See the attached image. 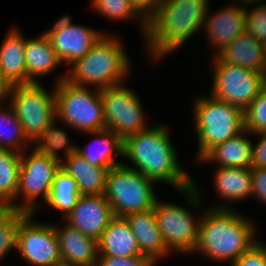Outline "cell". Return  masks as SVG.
Listing matches in <instances>:
<instances>
[{
    "label": "cell",
    "instance_id": "obj_18",
    "mask_svg": "<svg viewBox=\"0 0 266 266\" xmlns=\"http://www.w3.org/2000/svg\"><path fill=\"white\" fill-rule=\"evenodd\" d=\"M134 233L141 254L156 266L172 254L166 247L159 230L154 208L132 213L124 217Z\"/></svg>",
    "mask_w": 266,
    "mask_h": 266
},
{
    "label": "cell",
    "instance_id": "obj_26",
    "mask_svg": "<svg viewBox=\"0 0 266 266\" xmlns=\"http://www.w3.org/2000/svg\"><path fill=\"white\" fill-rule=\"evenodd\" d=\"M61 168L76 180L81 195L104 193L109 168L92 165L78 152L62 161Z\"/></svg>",
    "mask_w": 266,
    "mask_h": 266
},
{
    "label": "cell",
    "instance_id": "obj_23",
    "mask_svg": "<svg viewBox=\"0 0 266 266\" xmlns=\"http://www.w3.org/2000/svg\"><path fill=\"white\" fill-rule=\"evenodd\" d=\"M86 134L94 136V140L89 141L83 148L77 145L76 152L92 165L111 169L123 163L117 159L118 156L123 157L124 140L120 136L108 129Z\"/></svg>",
    "mask_w": 266,
    "mask_h": 266
},
{
    "label": "cell",
    "instance_id": "obj_30",
    "mask_svg": "<svg viewBox=\"0 0 266 266\" xmlns=\"http://www.w3.org/2000/svg\"><path fill=\"white\" fill-rule=\"evenodd\" d=\"M21 153L0 148V207H9L17 198Z\"/></svg>",
    "mask_w": 266,
    "mask_h": 266
},
{
    "label": "cell",
    "instance_id": "obj_20",
    "mask_svg": "<svg viewBox=\"0 0 266 266\" xmlns=\"http://www.w3.org/2000/svg\"><path fill=\"white\" fill-rule=\"evenodd\" d=\"M215 57L224 63L266 73V46L244 31Z\"/></svg>",
    "mask_w": 266,
    "mask_h": 266
},
{
    "label": "cell",
    "instance_id": "obj_24",
    "mask_svg": "<svg viewBox=\"0 0 266 266\" xmlns=\"http://www.w3.org/2000/svg\"><path fill=\"white\" fill-rule=\"evenodd\" d=\"M25 62L27 84L40 83L39 78L47 76L62 66L45 32L36 38L27 39L26 37Z\"/></svg>",
    "mask_w": 266,
    "mask_h": 266
},
{
    "label": "cell",
    "instance_id": "obj_25",
    "mask_svg": "<svg viewBox=\"0 0 266 266\" xmlns=\"http://www.w3.org/2000/svg\"><path fill=\"white\" fill-rule=\"evenodd\" d=\"M99 256H143L137 239L124 217H114L98 241Z\"/></svg>",
    "mask_w": 266,
    "mask_h": 266
},
{
    "label": "cell",
    "instance_id": "obj_1",
    "mask_svg": "<svg viewBox=\"0 0 266 266\" xmlns=\"http://www.w3.org/2000/svg\"><path fill=\"white\" fill-rule=\"evenodd\" d=\"M169 128L154 123L150 128L124 139L123 157L131 162L124 166L140 171L154 182H163L178 191L194 185V178L180 165L171 142Z\"/></svg>",
    "mask_w": 266,
    "mask_h": 266
},
{
    "label": "cell",
    "instance_id": "obj_5",
    "mask_svg": "<svg viewBox=\"0 0 266 266\" xmlns=\"http://www.w3.org/2000/svg\"><path fill=\"white\" fill-rule=\"evenodd\" d=\"M198 187L200 186L194 179L193 186L179 191L182 196H185L186 207L159 199L154 206L163 241L172 254L188 256L196 247L199 221L203 212L201 210L203 194ZM195 210L199 212V215H197L198 212L195 213Z\"/></svg>",
    "mask_w": 266,
    "mask_h": 266
},
{
    "label": "cell",
    "instance_id": "obj_22",
    "mask_svg": "<svg viewBox=\"0 0 266 266\" xmlns=\"http://www.w3.org/2000/svg\"><path fill=\"white\" fill-rule=\"evenodd\" d=\"M250 134V135H249ZM251 132L244 130L237 136L216 145L197 164H215V167L246 168L250 167L252 144Z\"/></svg>",
    "mask_w": 266,
    "mask_h": 266
},
{
    "label": "cell",
    "instance_id": "obj_3",
    "mask_svg": "<svg viewBox=\"0 0 266 266\" xmlns=\"http://www.w3.org/2000/svg\"><path fill=\"white\" fill-rule=\"evenodd\" d=\"M209 0H163L148 21L143 44L148 58L162 61L203 28Z\"/></svg>",
    "mask_w": 266,
    "mask_h": 266
},
{
    "label": "cell",
    "instance_id": "obj_16",
    "mask_svg": "<svg viewBox=\"0 0 266 266\" xmlns=\"http://www.w3.org/2000/svg\"><path fill=\"white\" fill-rule=\"evenodd\" d=\"M114 217L104 194L81 195L76 206L62 220L98 242Z\"/></svg>",
    "mask_w": 266,
    "mask_h": 266
},
{
    "label": "cell",
    "instance_id": "obj_19",
    "mask_svg": "<svg viewBox=\"0 0 266 266\" xmlns=\"http://www.w3.org/2000/svg\"><path fill=\"white\" fill-rule=\"evenodd\" d=\"M213 173V185L216 196L224 202L211 205L212 209H233L232 204L235 202L245 201L251 198L252 189V173L251 168H226L216 167ZM229 202V206L228 205ZM226 203V204H225Z\"/></svg>",
    "mask_w": 266,
    "mask_h": 266
},
{
    "label": "cell",
    "instance_id": "obj_36",
    "mask_svg": "<svg viewBox=\"0 0 266 266\" xmlns=\"http://www.w3.org/2000/svg\"><path fill=\"white\" fill-rule=\"evenodd\" d=\"M96 266H156L145 256H99Z\"/></svg>",
    "mask_w": 266,
    "mask_h": 266
},
{
    "label": "cell",
    "instance_id": "obj_13",
    "mask_svg": "<svg viewBox=\"0 0 266 266\" xmlns=\"http://www.w3.org/2000/svg\"><path fill=\"white\" fill-rule=\"evenodd\" d=\"M27 214L19 223L17 250L26 266H54L61 262L54 223L40 222Z\"/></svg>",
    "mask_w": 266,
    "mask_h": 266
},
{
    "label": "cell",
    "instance_id": "obj_41",
    "mask_svg": "<svg viewBox=\"0 0 266 266\" xmlns=\"http://www.w3.org/2000/svg\"><path fill=\"white\" fill-rule=\"evenodd\" d=\"M232 2H237L243 5L246 4H252V3H262V2H266V0H231Z\"/></svg>",
    "mask_w": 266,
    "mask_h": 266
},
{
    "label": "cell",
    "instance_id": "obj_39",
    "mask_svg": "<svg viewBox=\"0 0 266 266\" xmlns=\"http://www.w3.org/2000/svg\"><path fill=\"white\" fill-rule=\"evenodd\" d=\"M163 0H130L136 11L148 22L159 9Z\"/></svg>",
    "mask_w": 266,
    "mask_h": 266
},
{
    "label": "cell",
    "instance_id": "obj_29",
    "mask_svg": "<svg viewBox=\"0 0 266 266\" xmlns=\"http://www.w3.org/2000/svg\"><path fill=\"white\" fill-rule=\"evenodd\" d=\"M0 148L18 153L31 148V142L25 136L22 125L7 99L0 100Z\"/></svg>",
    "mask_w": 266,
    "mask_h": 266
},
{
    "label": "cell",
    "instance_id": "obj_7",
    "mask_svg": "<svg viewBox=\"0 0 266 266\" xmlns=\"http://www.w3.org/2000/svg\"><path fill=\"white\" fill-rule=\"evenodd\" d=\"M54 88L56 119L60 123L81 133L106 129L101 89L74 85L66 80V72L57 79Z\"/></svg>",
    "mask_w": 266,
    "mask_h": 266
},
{
    "label": "cell",
    "instance_id": "obj_38",
    "mask_svg": "<svg viewBox=\"0 0 266 266\" xmlns=\"http://www.w3.org/2000/svg\"><path fill=\"white\" fill-rule=\"evenodd\" d=\"M252 173V198L266 204V168H251Z\"/></svg>",
    "mask_w": 266,
    "mask_h": 266
},
{
    "label": "cell",
    "instance_id": "obj_14",
    "mask_svg": "<svg viewBox=\"0 0 266 266\" xmlns=\"http://www.w3.org/2000/svg\"><path fill=\"white\" fill-rule=\"evenodd\" d=\"M53 50L63 65L69 66L82 58L105 34L95 28L73 23L72 17L65 14L49 30H45Z\"/></svg>",
    "mask_w": 266,
    "mask_h": 266
},
{
    "label": "cell",
    "instance_id": "obj_17",
    "mask_svg": "<svg viewBox=\"0 0 266 266\" xmlns=\"http://www.w3.org/2000/svg\"><path fill=\"white\" fill-rule=\"evenodd\" d=\"M63 223L60 226L54 225L61 262L72 266H96L99 257L98 242L64 220Z\"/></svg>",
    "mask_w": 266,
    "mask_h": 266
},
{
    "label": "cell",
    "instance_id": "obj_27",
    "mask_svg": "<svg viewBox=\"0 0 266 266\" xmlns=\"http://www.w3.org/2000/svg\"><path fill=\"white\" fill-rule=\"evenodd\" d=\"M57 119L52 121L31 143V147L60 163L64 161L70 154L76 152L77 145L69 141L68 133L63 128L57 127ZM61 150V151H60ZM60 152H62L61 157Z\"/></svg>",
    "mask_w": 266,
    "mask_h": 266
},
{
    "label": "cell",
    "instance_id": "obj_35",
    "mask_svg": "<svg viewBox=\"0 0 266 266\" xmlns=\"http://www.w3.org/2000/svg\"><path fill=\"white\" fill-rule=\"evenodd\" d=\"M232 266H266V244L257 241Z\"/></svg>",
    "mask_w": 266,
    "mask_h": 266
},
{
    "label": "cell",
    "instance_id": "obj_9",
    "mask_svg": "<svg viewBox=\"0 0 266 266\" xmlns=\"http://www.w3.org/2000/svg\"><path fill=\"white\" fill-rule=\"evenodd\" d=\"M60 168L59 161L35 151L32 147L23 151L17 198L9 207L37 215L36 213L42 208L41 201H46L52 189L55 174Z\"/></svg>",
    "mask_w": 266,
    "mask_h": 266
},
{
    "label": "cell",
    "instance_id": "obj_11",
    "mask_svg": "<svg viewBox=\"0 0 266 266\" xmlns=\"http://www.w3.org/2000/svg\"><path fill=\"white\" fill-rule=\"evenodd\" d=\"M45 88L41 82L13 85L7 99L31 143L56 119L55 88Z\"/></svg>",
    "mask_w": 266,
    "mask_h": 266
},
{
    "label": "cell",
    "instance_id": "obj_32",
    "mask_svg": "<svg viewBox=\"0 0 266 266\" xmlns=\"http://www.w3.org/2000/svg\"><path fill=\"white\" fill-rule=\"evenodd\" d=\"M27 214L10 207H0V263L7 254L17 250L19 223Z\"/></svg>",
    "mask_w": 266,
    "mask_h": 266
},
{
    "label": "cell",
    "instance_id": "obj_15",
    "mask_svg": "<svg viewBox=\"0 0 266 266\" xmlns=\"http://www.w3.org/2000/svg\"><path fill=\"white\" fill-rule=\"evenodd\" d=\"M210 7L201 30L205 32L215 56L245 31V5L230 1L227 6L223 5L214 12Z\"/></svg>",
    "mask_w": 266,
    "mask_h": 266
},
{
    "label": "cell",
    "instance_id": "obj_42",
    "mask_svg": "<svg viewBox=\"0 0 266 266\" xmlns=\"http://www.w3.org/2000/svg\"><path fill=\"white\" fill-rule=\"evenodd\" d=\"M54 266H72V265H69L68 263L60 262V263L55 264Z\"/></svg>",
    "mask_w": 266,
    "mask_h": 266
},
{
    "label": "cell",
    "instance_id": "obj_8",
    "mask_svg": "<svg viewBox=\"0 0 266 266\" xmlns=\"http://www.w3.org/2000/svg\"><path fill=\"white\" fill-rule=\"evenodd\" d=\"M154 183L140 171L121 164L109 170L103 194L114 216L126 217L154 208L158 200Z\"/></svg>",
    "mask_w": 266,
    "mask_h": 266
},
{
    "label": "cell",
    "instance_id": "obj_2",
    "mask_svg": "<svg viewBox=\"0 0 266 266\" xmlns=\"http://www.w3.org/2000/svg\"><path fill=\"white\" fill-rule=\"evenodd\" d=\"M207 209V210H205ZM233 209L205 208L199 221L198 240L193 253L209 261L232 266L259 239L256 225L248 216Z\"/></svg>",
    "mask_w": 266,
    "mask_h": 266
},
{
    "label": "cell",
    "instance_id": "obj_10",
    "mask_svg": "<svg viewBox=\"0 0 266 266\" xmlns=\"http://www.w3.org/2000/svg\"><path fill=\"white\" fill-rule=\"evenodd\" d=\"M210 56L212 57L210 94L244 111L266 85V73L240 65L227 64L215 56Z\"/></svg>",
    "mask_w": 266,
    "mask_h": 266
},
{
    "label": "cell",
    "instance_id": "obj_37",
    "mask_svg": "<svg viewBox=\"0 0 266 266\" xmlns=\"http://www.w3.org/2000/svg\"><path fill=\"white\" fill-rule=\"evenodd\" d=\"M252 135L258 136V142L252 144L250 168H266V131Z\"/></svg>",
    "mask_w": 266,
    "mask_h": 266
},
{
    "label": "cell",
    "instance_id": "obj_33",
    "mask_svg": "<svg viewBox=\"0 0 266 266\" xmlns=\"http://www.w3.org/2000/svg\"><path fill=\"white\" fill-rule=\"evenodd\" d=\"M244 126L251 134L266 131V85L244 110Z\"/></svg>",
    "mask_w": 266,
    "mask_h": 266
},
{
    "label": "cell",
    "instance_id": "obj_34",
    "mask_svg": "<svg viewBox=\"0 0 266 266\" xmlns=\"http://www.w3.org/2000/svg\"><path fill=\"white\" fill-rule=\"evenodd\" d=\"M245 31L266 46V2L245 5Z\"/></svg>",
    "mask_w": 266,
    "mask_h": 266
},
{
    "label": "cell",
    "instance_id": "obj_6",
    "mask_svg": "<svg viewBox=\"0 0 266 266\" xmlns=\"http://www.w3.org/2000/svg\"><path fill=\"white\" fill-rule=\"evenodd\" d=\"M208 95L197 96L192 103L193 130L198 143L195 162L200 161L216 145L245 130L244 111L241 108Z\"/></svg>",
    "mask_w": 266,
    "mask_h": 266
},
{
    "label": "cell",
    "instance_id": "obj_4",
    "mask_svg": "<svg viewBox=\"0 0 266 266\" xmlns=\"http://www.w3.org/2000/svg\"><path fill=\"white\" fill-rule=\"evenodd\" d=\"M120 38L116 33H105L82 58L70 65L66 80L97 89L124 83L133 65Z\"/></svg>",
    "mask_w": 266,
    "mask_h": 266
},
{
    "label": "cell",
    "instance_id": "obj_40",
    "mask_svg": "<svg viewBox=\"0 0 266 266\" xmlns=\"http://www.w3.org/2000/svg\"><path fill=\"white\" fill-rule=\"evenodd\" d=\"M12 85L5 78L1 68H0V100L8 99L9 93L12 89Z\"/></svg>",
    "mask_w": 266,
    "mask_h": 266
},
{
    "label": "cell",
    "instance_id": "obj_21",
    "mask_svg": "<svg viewBox=\"0 0 266 266\" xmlns=\"http://www.w3.org/2000/svg\"><path fill=\"white\" fill-rule=\"evenodd\" d=\"M7 31L0 46V68L12 86L27 84L26 38L15 26Z\"/></svg>",
    "mask_w": 266,
    "mask_h": 266
},
{
    "label": "cell",
    "instance_id": "obj_31",
    "mask_svg": "<svg viewBox=\"0 0 266 266\" xmlns=\"http://www.w3.org/2000/svg\"><path fill=\"white\" fill-rule=\"evenodd\" d=\"M94 12L110 21L134 20L139 23L142 37L145 40L148 22L136 11L130 0H90ZM138 21V22H137Z\"/></svg>",
    "mask_w": 266,
    "mask_h": 266
},
{
    "label": "cell",
    "instance_id": "obj_28",
    "mask_svg": "<svg viewBox=\"0 0 266 266\" xmlns=\"http://www.w3.org/2000/svg\"><path fill=\"white\" fill-rule=\"evenodd\" d=\"M80 196L76 180L60 168L55 174L52 189L43 204L60 212L64 219L76 206Z\"/></svg>",
    "mask_w": 266,
    "mask_h": 266
},
{
    "label": "cell",
    "instance_id": "obj_12",
    "mask_svg": "<svg viewBox=\"0 0 266 266\" xmlns=\"http://www.w3.org/2000/svg\"><path fill=\"white\" fill-rule=\"evenodd\" d=\"M124 84L101 89L106 129L113 131L123 140L151 127L145 120V111L139 96Z\"/></svg>",
    "mask_w": 266,
    "mask_h": 266
}]
</instances>
